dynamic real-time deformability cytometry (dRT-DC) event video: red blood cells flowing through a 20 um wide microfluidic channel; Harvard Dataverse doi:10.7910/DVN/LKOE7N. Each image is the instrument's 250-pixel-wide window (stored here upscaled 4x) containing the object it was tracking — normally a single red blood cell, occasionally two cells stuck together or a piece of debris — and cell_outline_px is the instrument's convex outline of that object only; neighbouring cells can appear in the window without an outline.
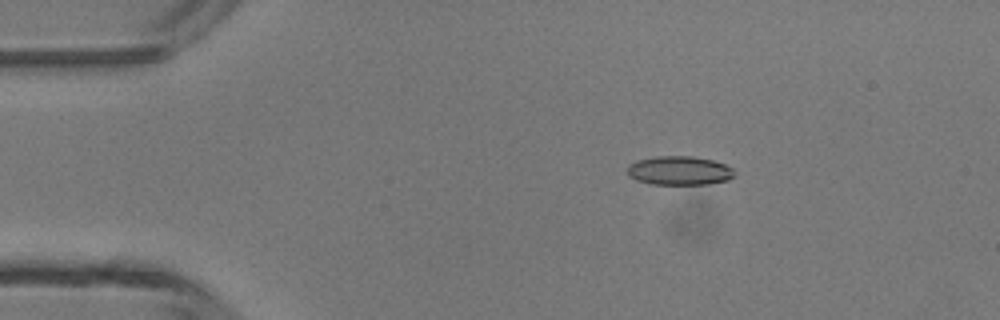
{"species": "common noctule bat (a hibernating species)", "species_latin": "Nyctalus noctula", "temperature_condition": "room temperature", "stored_images_in_passage": 48, "camera_frame_rate_fps": 3000, "um_per_image_px": 0.085, "animal": {"sex": "male", "body_mass_g": 13.3}, "frame": {"image": 1, "passage_image": 9, "time_ms": 2.667, "image_size_px": [1000, 320], "cell_outline_px": [[736, 172], [728, 180], [708, 184], [652, 184], [636, 180], [628, 176], [628, 164], [636, 160], [656, 156], [692, 156], [712, 160], [724, 164], [732, 168]], "centroid_in_image_um": [57.72, 14.5], "position_along_channel_um": 27.3, "area_um2": 18.09}}
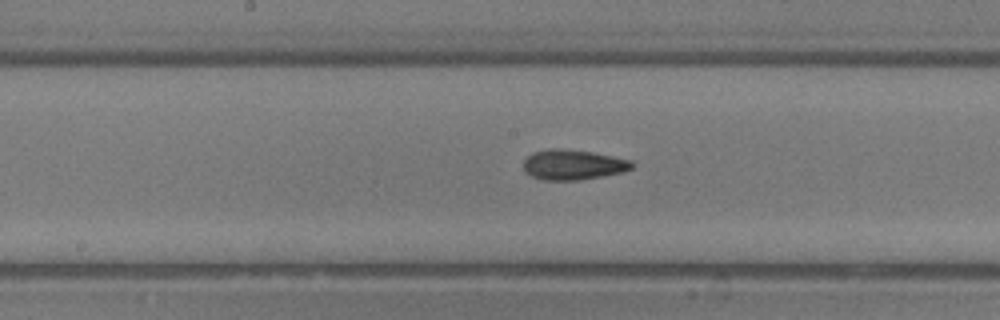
{"frame": {"image": 2, "passage_image": 25, "time_ms": 8.0, "image_size_px": [1000, 320], "cell_outline_px": [[632, 168], [624, 172], [580, 180], [544, 180], [532, 176], [524, 172], [524, 160], [532, 152], [548, 148], [560, 148], [592, 152], [632, 160]], "centroid_in_image_um": [48.69, 13.99], "position_along_channel_um": 199.5, "area_um2": 19.13}}
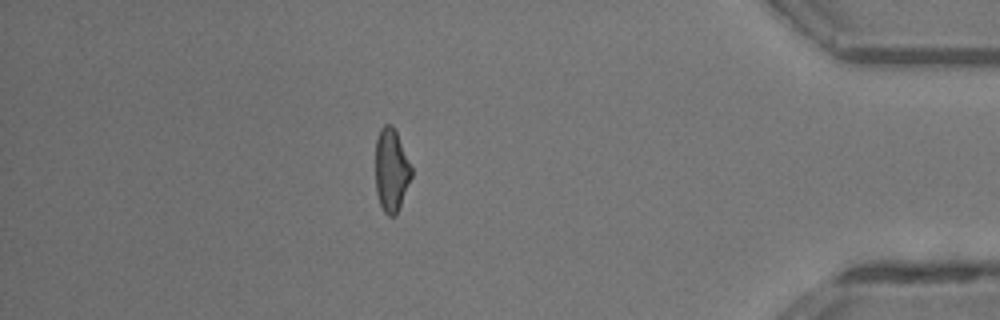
{"frame": {"image": 3, "passage_image": 42, "time_ms": 13.667, "image_size_px": [1000, 320], "cell_outline_px": [[412, 176], [396, 216], [388, 216], [384, 212], [380, 204], [376, 192], [376, 140], [380, 128], [384, 124], [392, 124], [396, 132], [412, 168]], "centroid_in_image_um": [33.26, 14.48], "position_along_channel_um": 401.9, "area_um2": 17.34}, "authors_computed_cell_mechanics": {"area_um2": 18.3515, "velocity_mm_per_s": 4.3723, "shape_relaxation_time_tau1_ms": 9.9105, "shape_relaxation_time_tau2_ms": 2.4954, "deformation_change_tau1": 0.226, "deformation_change_tau2": 0.1054}}